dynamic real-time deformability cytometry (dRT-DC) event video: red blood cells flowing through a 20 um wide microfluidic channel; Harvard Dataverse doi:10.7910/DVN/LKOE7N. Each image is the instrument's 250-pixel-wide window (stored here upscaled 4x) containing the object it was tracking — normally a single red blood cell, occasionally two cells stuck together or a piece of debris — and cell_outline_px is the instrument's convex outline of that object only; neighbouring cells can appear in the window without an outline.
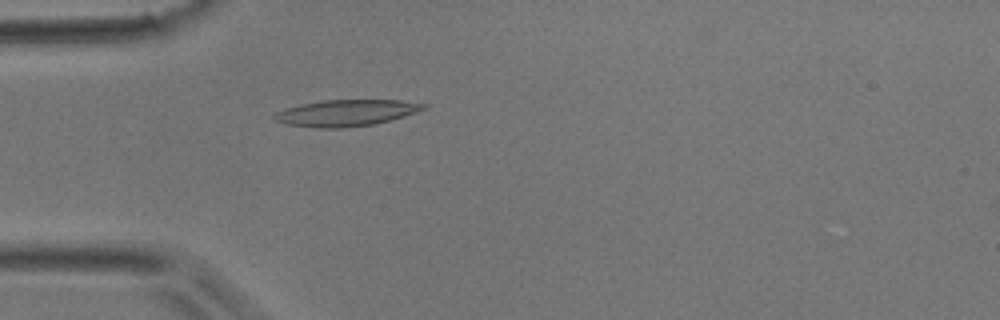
{"species": "common noctule bat (a hibernating species)", "species_latin": "Nyctalus noctula", "temperature_condition": "room temperature", "stored_images_in_passage": 36, "camera_frame_rate_fps": 3000, "um_per_image_px": 0.085, "animal": {"sex": "male", "body_mass_g": 17.9}, "frame": {"image": 1, "passage_image": 5, "time_ms": 1.333, "image_size_px": [1000, 320], "cell_outline_px": [[428, 104], [424, 108], [416, 112], [404, 116], [376, 124], [344, 128], [316, 128], [288, 124], [276, 120], [272, 116], [276, 112], [284, 108], [300, 104], [324, 100], [400, 100]], "centroid_in_image_um": [29.41, 9.6], "position_along_channel_um": 55.6, "area_um2": 22.95}}
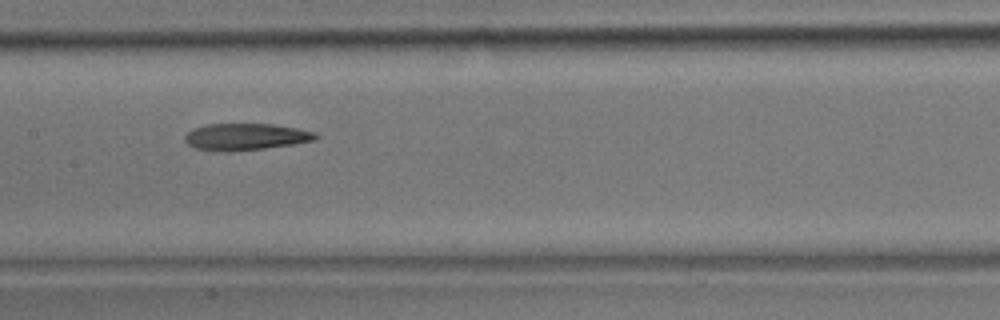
{"frame": {"image": 2, "passage_image": 14, "time_ms": 4.333, "image_size_px": [1000, 320], "cell_outline_px": [[320, 136], [316, 140], [292, 144], [264, 148], [228, 152], [216, 152], [196, 148], [188, 144], [184, 140], [184, 136], [188, 132], [196, 128], [208, 124], [272, 124], [296, 128], [316, 132]], "centroid_in_image_um": [20.89, 11.63], "position_along_channel_um": 186.5, "area_um2": 20.4}}
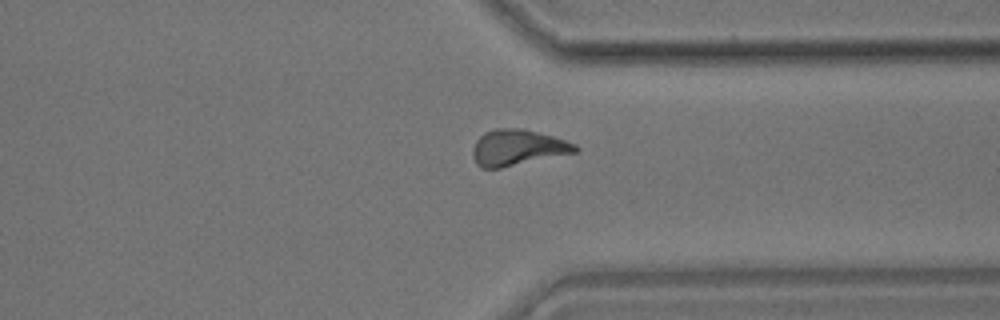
{"frame": {"image": 3, "passage_image": 26, "time_ms": 8.333, "image_size_px": [1000, 320], "cell_outline_px": [[580, 148], [576, 152], [500, 168], [480, 168], [476, 164], [472, 156], [472, 148], [476, 140], [484, 132], [496, 128], [520, 128], [552, 136], [576, 144]], "centroid_in_image_um": [43.95, 12.55], "position_along_channel_um": 367.5, "area_um2": 21.39}}